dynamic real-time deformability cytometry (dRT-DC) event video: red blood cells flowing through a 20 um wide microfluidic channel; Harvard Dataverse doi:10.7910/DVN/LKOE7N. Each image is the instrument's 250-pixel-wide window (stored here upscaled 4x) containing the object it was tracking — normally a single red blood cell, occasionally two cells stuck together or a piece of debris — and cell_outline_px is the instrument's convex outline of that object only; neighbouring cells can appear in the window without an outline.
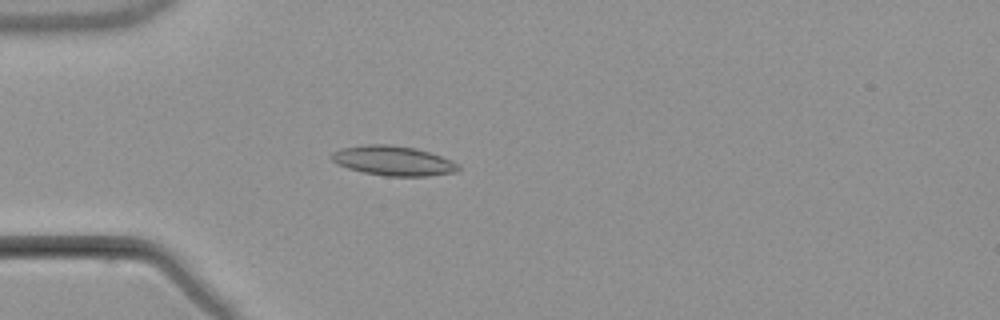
{"species": "common noctule bat (a hibernating species)", "species_latin": "Nyctalus noctula", "temperature_condition": "warm", "stored_images_in_passage": 3, "camera_frame_rate_fps": 3000, "um_per_image_px": 0.085, "animal": {"sex": "male", "body_mass_g": 21.5, "forearm_length_mm": 52.0}, "frame": {"image": 1, "passage_image": 2, "time_ms": 1.333, "image_size_px": [1000, 320], "cell_outline_px": [[460, 168], [456, 172], [424, 176], [384, 176], [364, 172], [348, 168], [336, 164], [332, 160], [332, 152], [340, 148], [368, 144], [388, 144], [416, 148], [452, 160], [460, 164]], "centroid_in_image_um": [33.42, 13.66], "position_along_channel_um": 51.6, "area_um2": 21.91}}